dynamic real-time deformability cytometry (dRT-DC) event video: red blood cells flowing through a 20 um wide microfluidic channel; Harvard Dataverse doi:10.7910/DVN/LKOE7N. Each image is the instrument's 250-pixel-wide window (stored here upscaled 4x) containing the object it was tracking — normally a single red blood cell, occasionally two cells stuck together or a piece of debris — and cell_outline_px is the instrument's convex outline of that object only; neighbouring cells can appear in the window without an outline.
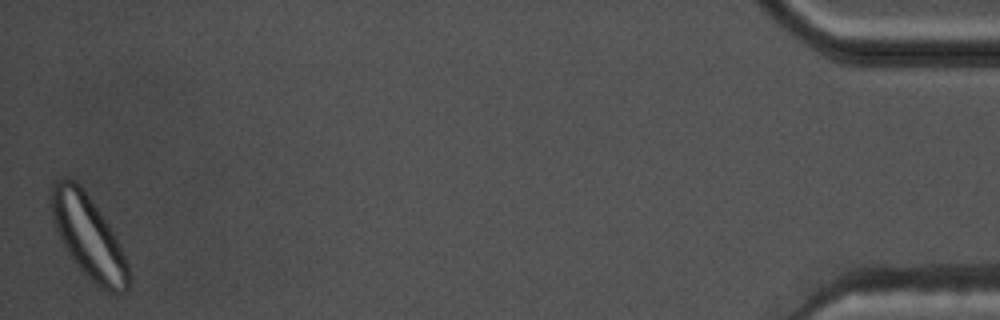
{"species": "common noctule bat (a hibernating species)", "species_latin": "Nyctalus noctula", "temperature_condition": "warm", "stored_images_in_passage": 49, "camera_frame_rate_fps": 3000, "um_per_image_px": 0.085, "animal": {"sex": "male", "body_mass_g": 17.5, "forearm_length_mm": 52.3}, "frame": {"image": 1, "passage_image": 49, "time_ms": 16.0, "image_size_px": [1000, 320], "cell_outline_px": [[132, 276], [128, 288], [120, 296], [116, 296], [100, 288], [72, 260], [56, 232], [52, 220], [48, 204], [52, 184], [64, 176], [68, 176], [76, 180], [80, 184], [104, 216], [112, 228], [120, 244], [128, 264]], "centroid_in_image_um": [7.52, 20.11], "position_along_channel_um": 427.7, "area_um2": 38.38}, "authors_computed_cell_mechanics": {"area_um2": 28.0908, "velocity_mm_per_s": 3.6348, "shape_relaxation_time_tau1_ms": 3.9793, "shape_relaxation_time_tau2_ms": 1.4734, "deformation_change_tau1": 0.0938, "deformation_change_tau2": 0.068}}